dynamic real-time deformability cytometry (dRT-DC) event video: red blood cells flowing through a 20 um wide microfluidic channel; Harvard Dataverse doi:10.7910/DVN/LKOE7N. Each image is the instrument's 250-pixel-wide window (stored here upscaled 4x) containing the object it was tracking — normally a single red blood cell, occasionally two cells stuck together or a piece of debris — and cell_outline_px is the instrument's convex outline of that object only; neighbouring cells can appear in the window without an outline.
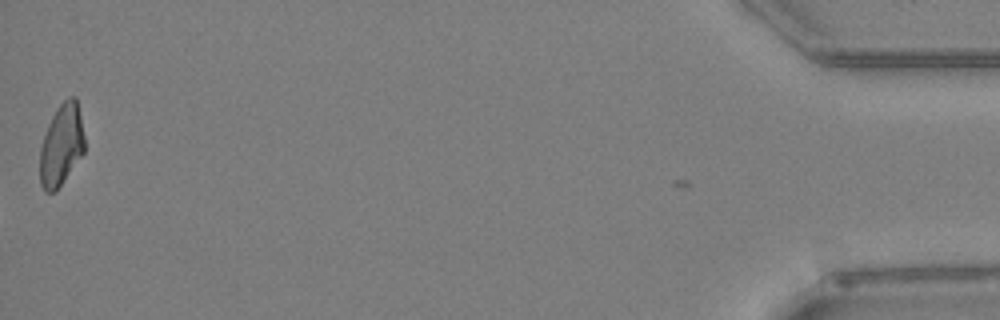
{"species": "Egyptian fruit bat (a non-hibernating species)", "species_latin": "Rousettus aegyptiacus", "temperature_condition": "warm", "stored_images_in_passage": 41, "camera_frame_rate_fps": 3000, "um_per_image_px": 0.085, "animal": {"sex": "female"}, "frame": {"image": 1, "passage_image": 41, "time_ms": 13.333, "image_size_px": [1000, 320], "cell_outline_px": [[84, 152], [56, 192], [44, 192], [40, 184], [40, 148], [48, 124], [56, 108], [68, 96], [76, 96], [84, 136]], "centroid_in_image_um": [5.21, 12.34], "position_along_channel_um": 430.0, "area_um2": 21.21}}